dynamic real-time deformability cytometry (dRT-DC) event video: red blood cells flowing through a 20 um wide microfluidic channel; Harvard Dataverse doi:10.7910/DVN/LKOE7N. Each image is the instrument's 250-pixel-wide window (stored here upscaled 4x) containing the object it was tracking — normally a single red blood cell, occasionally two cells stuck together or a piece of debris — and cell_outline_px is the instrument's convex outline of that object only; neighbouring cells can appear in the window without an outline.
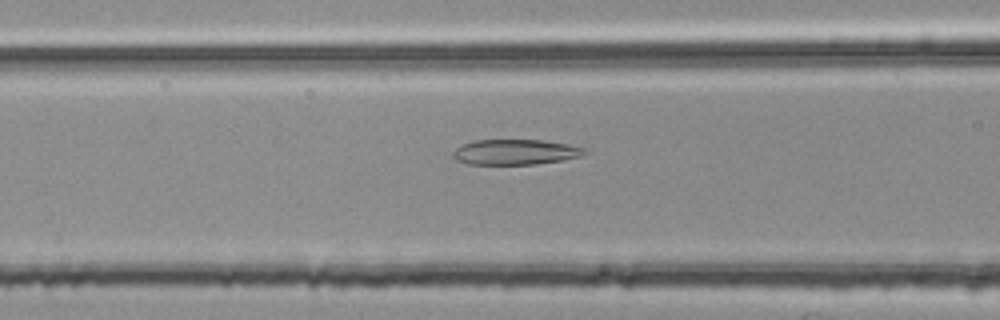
{"species": "common noctule bat (a hibernating species)", "species_latin": "Nyctalus noctula", "temperature_condition": "room temperature", "stored_images_in_passage": 32, "camera_frame_rate_fps": 3000, "um_per_image_px": 0.085, "animal": {"sex": "female", "body_mass_g": 25.1}, "frame": {"image": 1, "passage_image": 5, "time_ms": 1.333, "image_size_px": [1000, 320], "cell_outline_px": [[588, 152], [580, 156], [564, 160], [536, 164], [468, 164], [456, 160], [452, 156], [452, 152], [456, 148], [464, 144], [476, 140], [540, 140], [568, 144], [584, 148]], "centroid_in_image_um": [43.8, 12.93], "position_along_channel_um": 122.8, "area_um2": 19.36}}
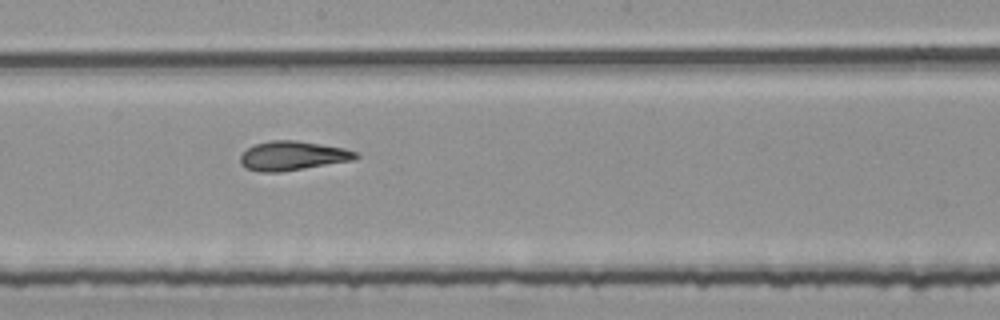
{"frame": {"image": 2, "passage_image": 13, "time_ms": 4.0, "image_size_px": [1000, 320], "cell_outline_px": [[360, 156], [352, 160], [280, 172], [260, 172], [244, 168], [240, 164], [240, 156], [248, 148], [256, 144], [272, 140], [296, 140], [344, 148], [360, 152]], "centroid_in_image_um": [24.87, 13.24], "position_along_channel_um": 223.3, "area_um2": 19.59}}
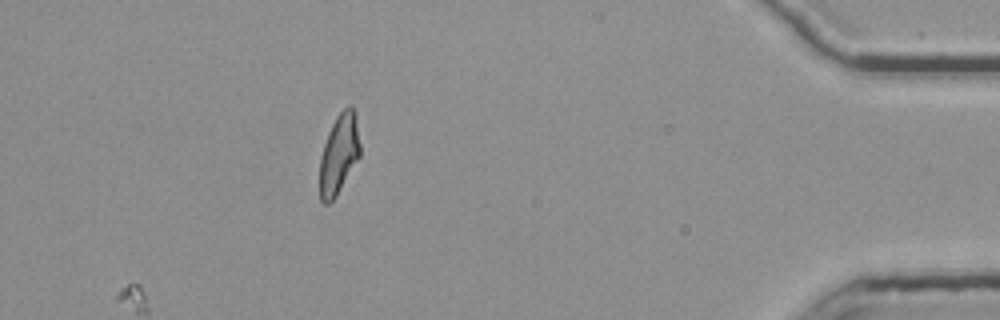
{"frame": {"image": 3, "passage_image": 32, "time_ms": 10.333, "image_size_px": [1000, 320], "cell_outline_px": [[360, 156], [336, 196], [328, 204], [324, 204], [320, 200], [320, 156], [328, 132], [336, 116], [348, 104], [352, 104], [356, 112], [360, 144]], "centroid_in_image_um": [28.82, 13.05], "position_along_channel_um": 406.4, "area_um2": 18.96}}